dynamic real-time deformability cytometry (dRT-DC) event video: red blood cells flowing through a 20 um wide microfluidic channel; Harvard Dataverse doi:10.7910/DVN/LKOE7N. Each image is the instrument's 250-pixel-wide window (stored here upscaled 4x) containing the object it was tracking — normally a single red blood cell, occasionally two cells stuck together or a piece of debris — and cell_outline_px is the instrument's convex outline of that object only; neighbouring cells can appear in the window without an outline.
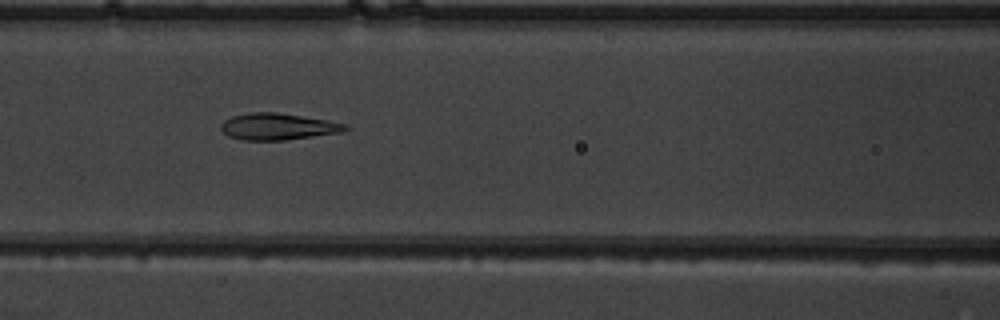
{"species": "common noctule bat (a hibernating species)", "species_latin": "Nyctalus noctula", "temperature_condition": "warm", "stored_images_in_passage": 52, "camera_frame_rate_fps": 3000, "um_per_image_px": 0.085, "animal": {"sex": "male", "body_mass_g": 19.5, "forearm_length_mm": 54.6}, "frame": {"image": 1, "passage_image": 23, "time_ms": 7.333, "image_size_px": [1000, 320], "cell_outline_px": [[352, 128], [340, 132], [288, 140], [244, 140], [228, 136], [220, 128], [220, 124], [224, 120], [232, 116], [248, 112], [276, 112], [328, 120], [348, 124]], "centroid_in_image_um": [23.63, 10.75], "position_along_channel_um": 143.0, "area_um2": 19.42}}
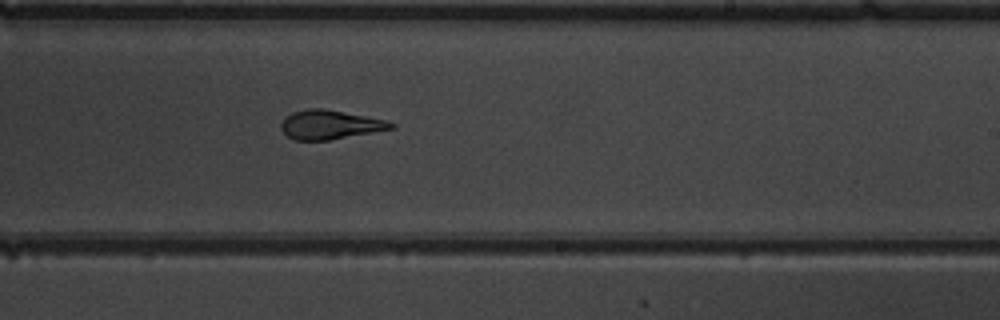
{"frame": {"image": 2, "passage_image": 32, "time_ms": 10.333, "image_size_px": [1000, 320], "cell_outline_px": [[396, 128], [328, 140], [296, 140], [288, 136], [280, 128], [280, 124], [284, 116], [292, 112], [304, 108], [324, 108], [388, 120], [396, 124]], "centroid_in_image_um": [28.04, 10.58], "position_along_channel_um": 261.0, "area_um2": 18.84}}
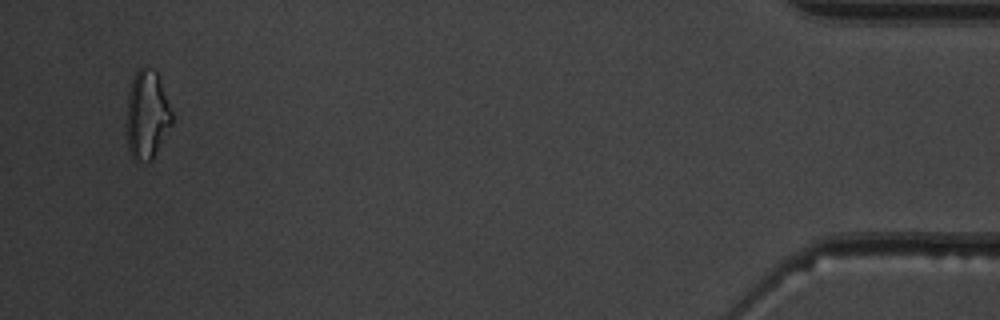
{"frame": {"image": 3, "passage_image": 50, "time_ms": 16.333, "image_size_px": [1000, 320], "cell_outline_px": [[172, 124], [152, 160], [132, 160], [128, 152], [128, 92], [132, 76], [144, 64], [156, 68], [172, 112]], "centroid_in_image_um": [12.51, 9.7], "position_along_channel_um": 422.7, "area_um2": 23.52}, "authors_computed_cell_mechanics": {"area_um2": 19.8254, "velocity_mm_per_s": 3.9449, "shape_relaxation_time_tau1_ms": 10.5834, "shape_relaxation_time_tau2_ms": 1.6028, "deformation_change_tau1": 0.2725, "deformation_change_tau2": 0.0936}}